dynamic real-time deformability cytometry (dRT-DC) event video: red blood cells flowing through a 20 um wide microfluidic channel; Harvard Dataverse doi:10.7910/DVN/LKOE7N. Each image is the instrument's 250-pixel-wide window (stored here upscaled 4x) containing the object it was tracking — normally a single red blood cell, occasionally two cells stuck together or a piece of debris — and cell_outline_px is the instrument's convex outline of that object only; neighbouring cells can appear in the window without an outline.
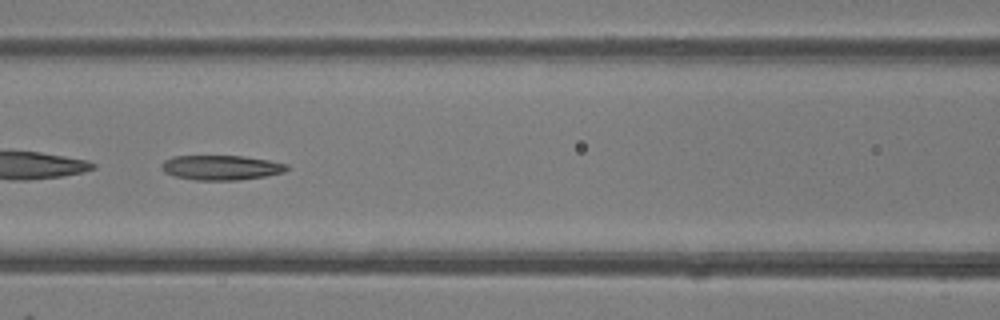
{"species": "common noctule bat (a hibernating species)", "species_latin": "Nyctalus noctula", "temperature_condition": "room temperature", "stored_images_in_passage": 48, "camera_frame_rate_fps": 3000, "um_per_image_px": 0.085, "animal": {"sex": "female"}, "frame": {"image": 1, "passage_image": 21, "time_ms": 6.667, "image_size_px": [1000, 320], "cell_outline_px": [[288, 168], [284, 172], [264, 176], [236, 180], [196, 180], [176, 176], [164, 172], [160, 168], [160, 164], [164, 160], [172, 156], [244, 156], [268, 160], [288, 164]], "centroid_in_image_um": [18.76, 14.23], "position_along_channel_um": 147.8, "area_um2": 18.03}, "authors_computed_cell_mechanics": {"area_um2": 19.5364, "velocity_mm_per_s": 4.1431, "shape_relaxation_time_tau1_ms": 6.5355, "shape_relaxation_time_tau2_ms": 3.3971, "deformation_change_tau1": 0.1846, "deformation_change_tau2": 0.1131}}